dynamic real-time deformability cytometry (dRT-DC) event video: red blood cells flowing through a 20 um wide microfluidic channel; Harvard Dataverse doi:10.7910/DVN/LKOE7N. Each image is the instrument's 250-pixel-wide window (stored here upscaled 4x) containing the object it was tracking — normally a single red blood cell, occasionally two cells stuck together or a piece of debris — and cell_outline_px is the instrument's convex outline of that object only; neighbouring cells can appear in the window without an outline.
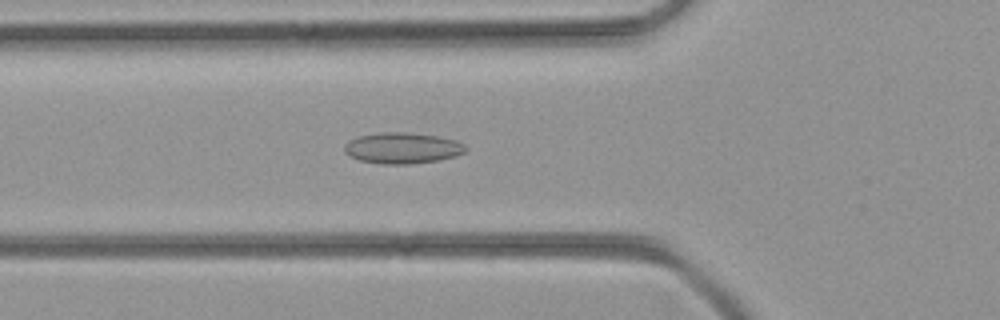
{"species": "common noctule bat (a hibernating species)", "species_latin": "Nyctalus noctula", "temperature_condition": "room temperature", "stored_images_in_passage": 44, "camera_frame_rate_fps": 3000, "um_per_image_px": 0.085, "animal": {"sex": "female", "body_mass_g": 21.9}, "frame": {"image": 1, "passage_image": 15, "time_ms": 4.667, "image_size_px": [1000, 320], "cell_outline_px": [[468, 148], [464, 152], [456, 156], [440, 160], [408, 164], [380, 164], [360, 160], [348, 156], [344, 152], [344, 144], [348, 140], [356, 136], [384, 132], [404, 132], [436, 136], [456, 140], [464, 144]], "centroid_in_image_um": [34.17, 12.59], "position_along_channel_um": 91.6, "area_um2": 22.08}}
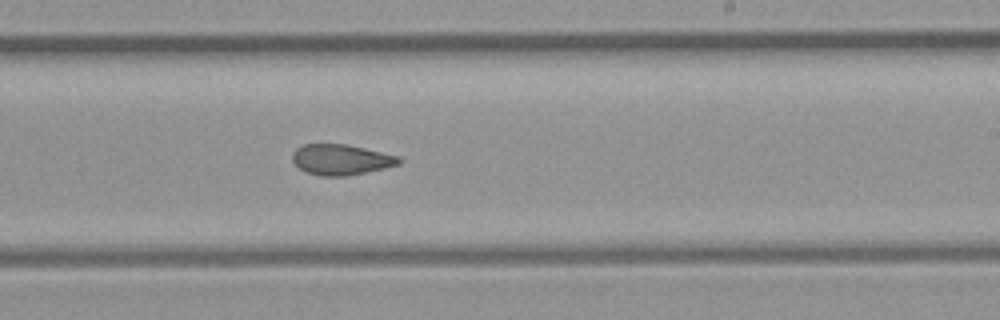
{"frame": {"image": 2, "passage_image": 26, "time_ms": 8.333, "image_size_px": [1000, 320], "cell_outline_px": [[400, 164], [384, 168], [348, 176], [320, 176], [304, 172], [292, 160], [292, 152], [296, 148], [304, 144], [344, 144], [364, 148], [400, 156]], "centroid_in_image_um": [28.96, 13.57], "position_along_channel_um": 260.0, "area_um2": 19.02}}
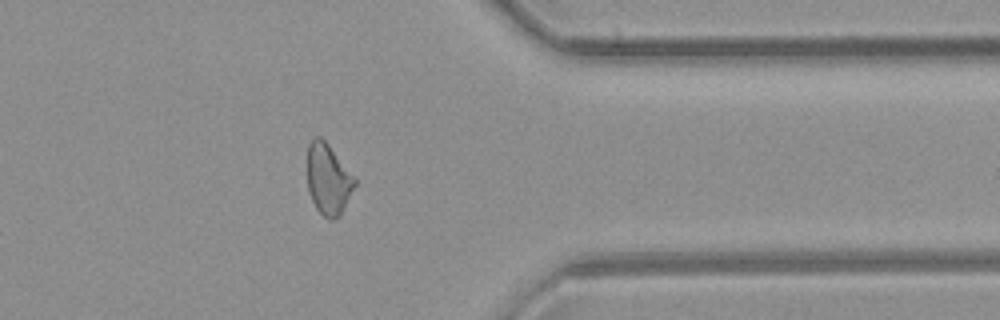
{"frame": {"image": 3, "passage_image": 35, "time_ms": 11.333, "image_size_px": [1000, 320], "cell_outline_px": [[356, 184], [340, 216], [332, 220], [328, 220], [316, 208], [308, 192], [308, 144], [316, 136], [320, 136], [328, 144], [356, 180]], "centroid_in_image_um": [27.89, 15.26], "position_along_channel_um": 383.5, "area_um2": 19.31}}